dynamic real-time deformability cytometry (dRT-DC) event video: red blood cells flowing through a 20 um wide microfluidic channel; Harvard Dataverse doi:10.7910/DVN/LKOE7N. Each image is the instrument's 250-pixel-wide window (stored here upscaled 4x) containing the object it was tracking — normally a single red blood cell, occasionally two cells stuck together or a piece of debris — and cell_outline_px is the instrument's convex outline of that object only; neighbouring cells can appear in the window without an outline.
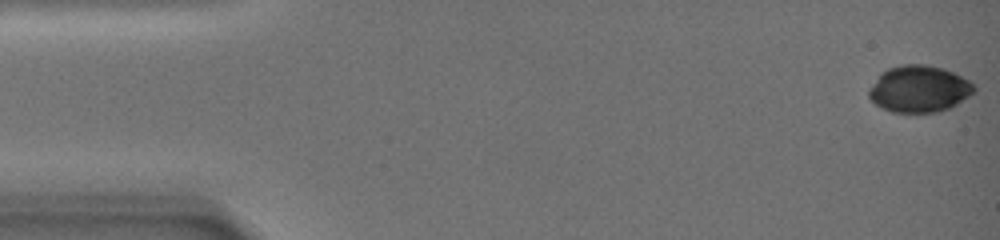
{"species": "common noctule bat (a hibernating species)", "species_latin": "Nyctalus noctula", "temperature_condition": "warm", "stored_images_in_passage": 34, "camera_frame_rate_fps": 3000, "um_per_image_px": 0.085, "animal": {"sex": "female", "body_mass_g": 19.0, "forearm_length_mm": 51.5}, "frame": {"image": 1, "passage_image": 1, "time_ms": 0.0, "image_size_px": [1000, 240], "cell_outline_px": [[976, 92], [956, 104], [948, 108], [936, 112], [892, 112], [876, 104], [868, 96], [868, 88], [880, 72], [888, 68], [900, 64], [924, 64], [944, 68], [968, 80], [976, 88]], "centroid_in_image_um": [78.1, 7.54], "position_along_channel_um": 6.9, "area_um2": 28.67}}
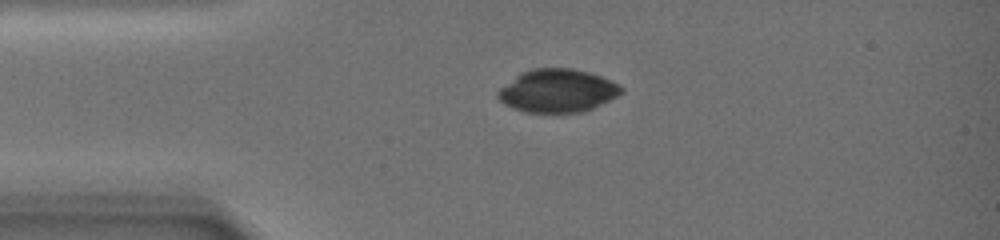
{"frame": {"image": 2, "passage_image": 25, "time_ms": 5.0, "image_size_px": [1000, 240], "cell_outline_px": [[624, 92], [592, 108], [580, 112], [524, 112], [512, 108], [504, 104], [496, 96], [496, 92], [500, 88], [520, 72], [532, 68], [572, 68], [588, 72], [600, 76], [620, 84], [624, 88]], "centroid_in_image_um": [47.36, 7.7], "position_along_channel_um": 37.6, "area_um2": 30.98}}